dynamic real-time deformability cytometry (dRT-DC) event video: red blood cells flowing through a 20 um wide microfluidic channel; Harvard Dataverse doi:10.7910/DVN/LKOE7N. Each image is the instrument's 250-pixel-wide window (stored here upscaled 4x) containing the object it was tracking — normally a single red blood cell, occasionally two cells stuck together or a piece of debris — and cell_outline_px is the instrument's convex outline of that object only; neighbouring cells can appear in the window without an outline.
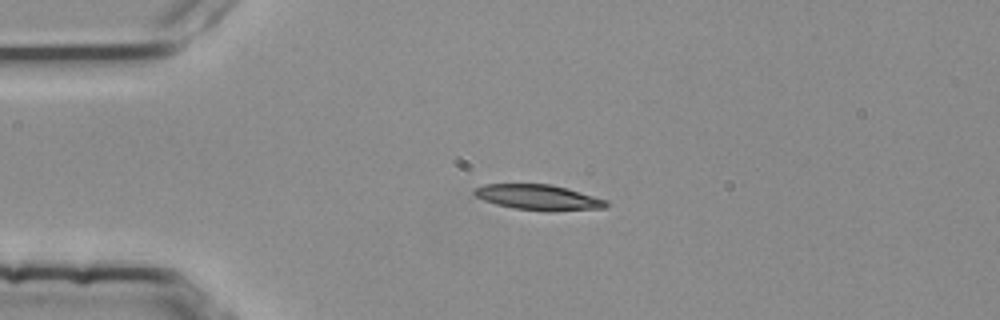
{"species": "common noctule bat (a hibernating species)", "species_latin": "Nyctalus noctula", "temperature_condition": "room temperature", "stored_images_in_passage": 2, "camera_frame_rate_fps": 3000, "um_per_image_px": 0.085, "animal": {"sex": "female", "body_mass_g": 25.1}, "frame": {"image": 1, "passage_image": 1, "time_ms": 0.0, "image_size_px": [1000, 320], "cell_outline_px": [[608, 204], [604, 208], [548, 212], [512, 208], [496, 204], [484, 200], [476, 196], [472, 192], [472, 188], [484, 184], [552, 184], [608, 200]], "centroid_in_image_um": [45.74, 16.78], "position_along_channel_um": 39.3, "area_um2": 19.71}}